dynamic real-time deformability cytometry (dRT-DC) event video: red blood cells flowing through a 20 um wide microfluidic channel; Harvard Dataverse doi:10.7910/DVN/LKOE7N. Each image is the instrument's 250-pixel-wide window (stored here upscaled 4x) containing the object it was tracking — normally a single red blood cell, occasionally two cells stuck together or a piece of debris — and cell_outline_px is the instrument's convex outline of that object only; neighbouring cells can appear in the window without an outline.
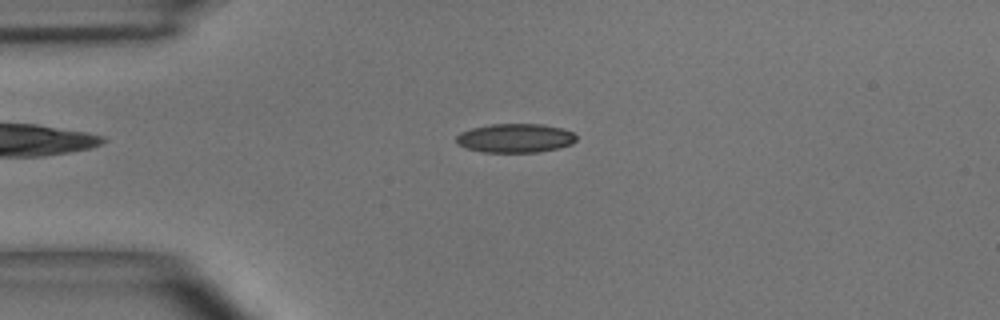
{"species": "common noctule bat (a hibernating species)", "species_latin": "Nyctalus noctula", "temperature_condition": "room temperature", "stored_images_in_passage": 49, "camera_frame_rate_fps": 3000, "um_per_image_px": 0.085, "animal": {"sex": "male", "body_mass_g": 15.6}, "frame": {"image": 1, "passage_image": 11, "time_ms": 3.333, "image_size_px": [1000, 320], "cell_outline_px": [[576, 140], [572, 144], [560, 148], [540, 152], [484, 152], [464, 148], [456, 144], [456, 136], [460, 132], [472, 128], [492, 124], [544, 124], [564, 128], [572, 132], [576, 136]], "centroid_in_image_um": [43.8, 11.74], "position_along_channel_um": 41.2, "area_um2": 20.52}}
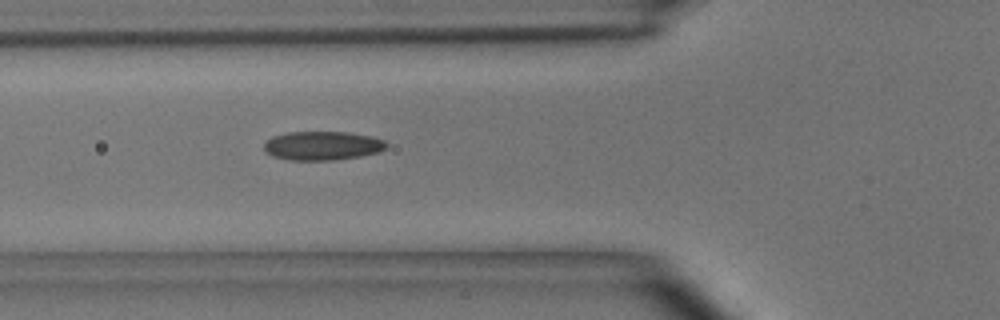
{"frame": {"image": 2, "passage_image": 17, "time_ms": 5.333, "image_size_px": [1000, 320], "cell_outline_px": [[388, 144], [380, 152], [360, 156], [332, 160], [288, 160], [272, 156], [264, 152], [264, 144], [272, 136], [288, 132], [348, 132], [372, 136], [384, 140]], "centroid_in_image_um": [27.39, 12.38], "position_along_channel_um": 98.4, "area_um2": 20.69}}
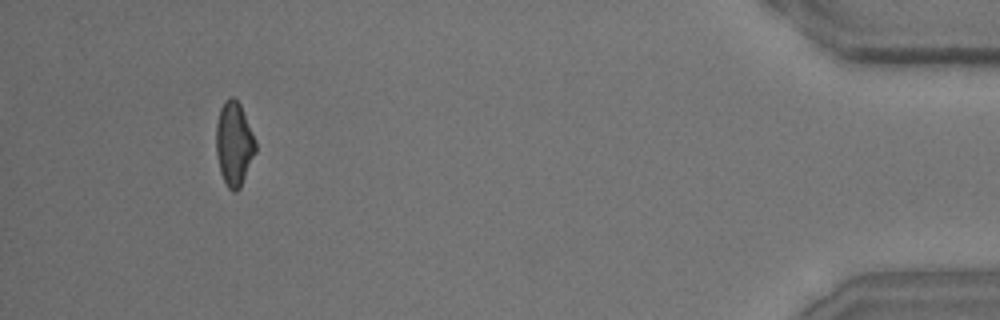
{"frame": {"image": 3, "passage_image": 46, "time_ms": 15.0, "image_size_px": [1000, 320], "cell_outline_px": [[256, 152], [240, 188], [236, 192], [232, 192], [228, 188], [220, 172], [216, 152], [216, 124], [220, 108], [224, 100], [232, 96], [240, 104], [256, 140]], "centroid_in_image_um": [19.89, 12.23], "position_along_channel_um": 415.3, "area_um2": 19.36}, "authors_computed_cell_mechanics": {"area_um2": 19.5942, "velocity_mm_per_s": 3.9636, "shape_relaxation_time_tau1_ms": 7.3967, "shape_relaxation_time_tau2_ms": 2.0823, "deformation_change_tau1": 0.1632, "deformation_change_tau2": 0.0916}}